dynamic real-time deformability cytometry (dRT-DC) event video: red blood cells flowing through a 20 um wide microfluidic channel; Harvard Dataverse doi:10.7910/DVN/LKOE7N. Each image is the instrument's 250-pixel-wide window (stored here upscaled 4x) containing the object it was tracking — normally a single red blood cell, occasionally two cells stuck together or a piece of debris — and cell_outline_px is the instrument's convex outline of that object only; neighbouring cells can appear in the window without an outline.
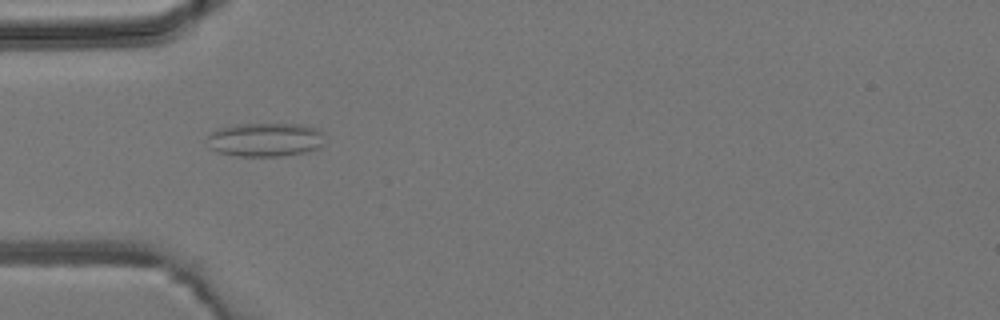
{"species": "common noctule bat (a hibernating species)", "species_latin": "Nyctalus noctula", "temperature_condition": "room temperature", "stored_images_in_passage": 2, "camera_frame_rate_fps": 3000, "um_per_image_px": 0.085, "animal": {"sex": "male", "body_mass_g": 19.2, "forearm_length_mm": 51.8}, "frame": {"image": 1, "passage_image": 2, "time_ms": 1.333, "image_size_px": [1000, 320], "cell_outline_px": [[324, 144], [320, 148], [308, 152], [280, 156], [236, 156], [220, 152], [208, 148], [208, 132], [216, 128], [232, 124], [300, 124], [316, 128], [320, 132]], "centroid_in_image_um": [22.5, 11.87], "position_along_channel_um": 62.5, "area_um2": 23.47}}